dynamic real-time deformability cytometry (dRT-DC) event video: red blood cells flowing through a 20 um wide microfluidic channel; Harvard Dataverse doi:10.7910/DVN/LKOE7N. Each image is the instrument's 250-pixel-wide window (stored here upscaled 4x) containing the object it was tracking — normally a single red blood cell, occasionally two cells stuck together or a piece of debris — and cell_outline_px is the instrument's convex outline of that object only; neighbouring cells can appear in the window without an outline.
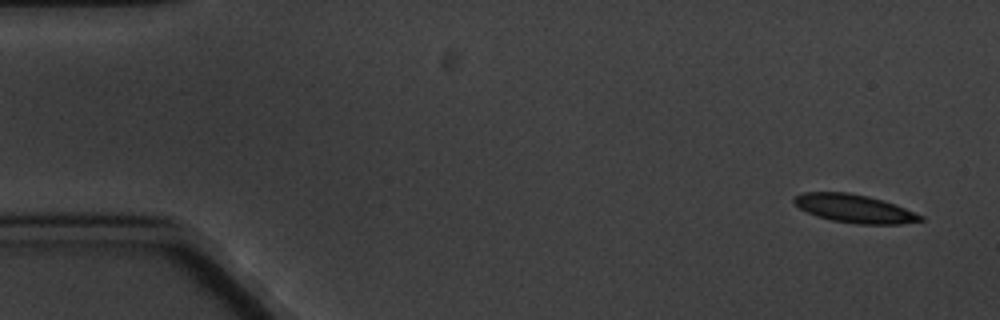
{"species": "common noctule bat (a hibernating species)", "species_latin": "Nyctalus noctula", "temperature_condition": "cold", "stored_images_in_passage": 5, "camera_frame_rate_fps": 3000, "um_per_image_px": 0.085, "animal": {"sex": "male", "body_mass_g": 20.1, "forearm_length_mm": 53.5}, "frame": {"image": 1, "passage_image": 1, "time_ms": 0.0, "image_size_px": [1000, 320], "cell_outline_px": [[924, 220], [900, 224], [856, 224], [832, 220], [816, 216], [800, 208], [792, 200], [796, 196], [804, 192], [848, 192], [868, 196], [904, 208], [924, 216]], "centroid_in_image_um": [72.62, 17.73], "position_along_channel_um": 12.4, "area_um2": 20.52}}
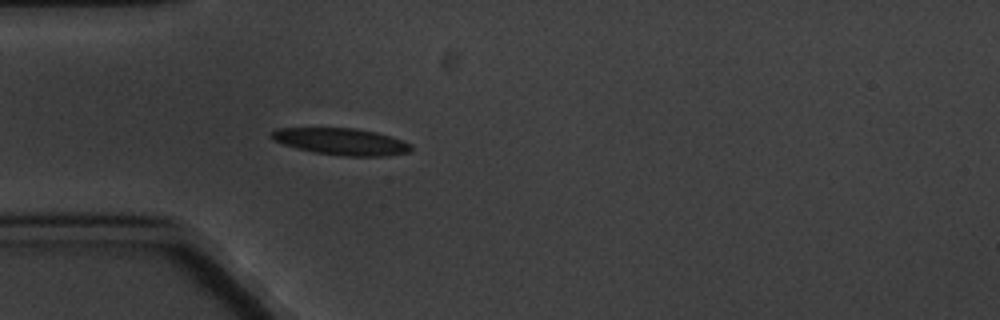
{"frame": {"image": 2, "passage_image": 5, "time_ms": 4.667, "image_size_px": [1000, 320], "cell_outline_px": [[412, 148], [408, 152], [388, 156], [344, 156], [312, 152], [296, 148], [284, 144], [276, 140], [272, 136], [272, 132], [276, 128], [356, 128], [376, 132], [412, 144]], "centroid_in_image_um": [29.03, 12.04], "position_along_channel_um": 56.0, "area_um2": 21.56}}